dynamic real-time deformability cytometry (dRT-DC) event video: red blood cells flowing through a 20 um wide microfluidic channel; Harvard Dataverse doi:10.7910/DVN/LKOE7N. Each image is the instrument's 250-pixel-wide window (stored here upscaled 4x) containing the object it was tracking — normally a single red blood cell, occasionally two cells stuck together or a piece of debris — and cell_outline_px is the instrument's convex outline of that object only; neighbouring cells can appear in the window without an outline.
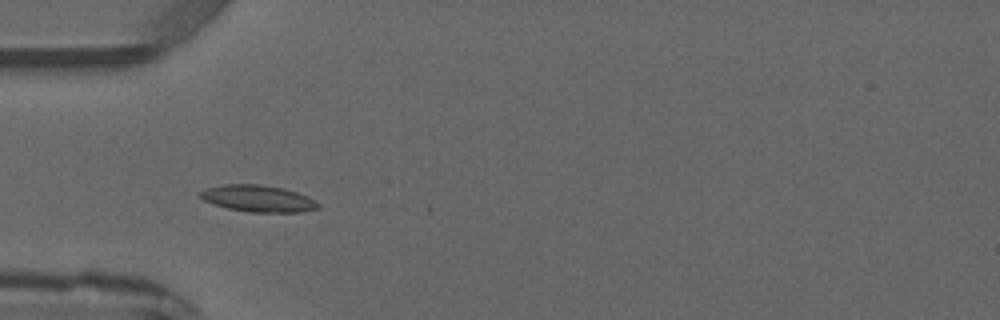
{"species": "common noctule bat (a hibernating species)", "species_latin": "Nyctalus noctula", "temperature_condition": "warm", "stored_images_in_passage": 5, "camera_frame_rate_fps": 3000, "um_per_image_px": 0.085, "animal": {"sex": "male", "forearm_length_mm": 52.5}, "frame": {"image": 1, "passage_image": 3, "time_ms": 2.333, "image_size_px": [1000, 320], "cell_outline_px": [[320, 208], [300, 212], [252, 212], [228, 208], [212, 204], [204, 200], [200, 196], [200, 192], [208, 188], [220, 184], [260, 184], [284, 188], [308, 196], [320, 204]], "centroid_in_image_um": [21.96, 16.87], "position_along_channel_um": 63.0, "area_um2": 18.32}}
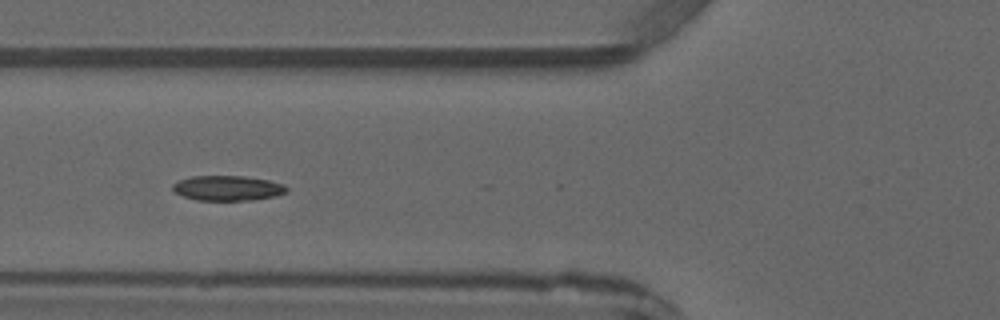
{"frame": {"image": 2, "passage_image": 4, "time_ms": 3.333, "image_size_px": [1000, 320], "cell_outline_px": [[288, 192], [276, 196], [252, 200], [196, 200], [184, 196], [176, 192], [172, 188], [172, 184], [180, 180], [192, 176], [244, 176], [268, 180], [284, 184], [288, 188]], "centroid_in_image_um": [19.39, 15.99], "position_along_channel_um": 106.4, "area_um2": 16.59}}
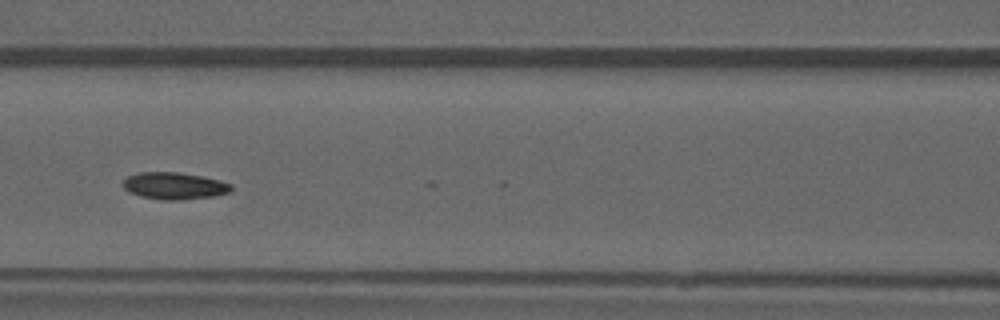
{"frame": {"image": 3, "passage_image": 5, "time_ms": 4.333, "image_size_px": [1000, 320], "cell_outline_px": [[232, 188], [228, 192], [212, 196], [180, 200], [164, 200], [140, 196], [128, 192], [120, 184], [128, 176], [140, 172], [176, 172], [204, 176], [220, 180], [232, 184]], "centroid_in_image_um": [14.79, 15.79], "position_along_channel_um": 151.8, "area_um2": 17.05}}